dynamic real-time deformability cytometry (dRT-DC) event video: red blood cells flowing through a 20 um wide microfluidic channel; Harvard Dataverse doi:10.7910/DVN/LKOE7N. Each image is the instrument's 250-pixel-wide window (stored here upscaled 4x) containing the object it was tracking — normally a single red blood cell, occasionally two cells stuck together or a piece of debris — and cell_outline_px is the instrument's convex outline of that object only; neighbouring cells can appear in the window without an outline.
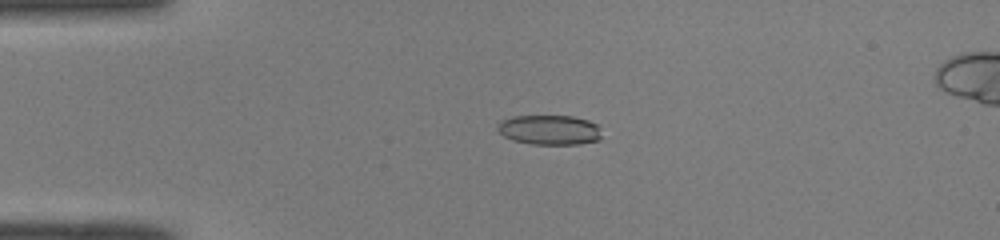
{"species": "common noctule bat (a hibernating species)", "species_latin": "Nyctalus noctula", "temperature_condition": "room temperature", "stored_images_in_passage": 49, "camera_frame_rate_fps": 3000, "um_per_image_px": 0.085, "animal": {"sex": "male", "body_mass_g": 19.0, "forearm_length_mm": 50.8}, "frame": {"image": 1, "passage_image": 11, "time_ms": 3.333, "image_size_px": [1000, 240], "cell_outline_px": [[600, 140], [580, 144], [532, 144], [512, 140], [504, 136], [496, 128], [500, 120], [512, 116], [572, 116], [588, 120], [596, 124], [600, 136]], "centroid_in_image_um": [46.67, 11.04], "position_along_channel_um": 38.3, "area_um2": 18.03}}
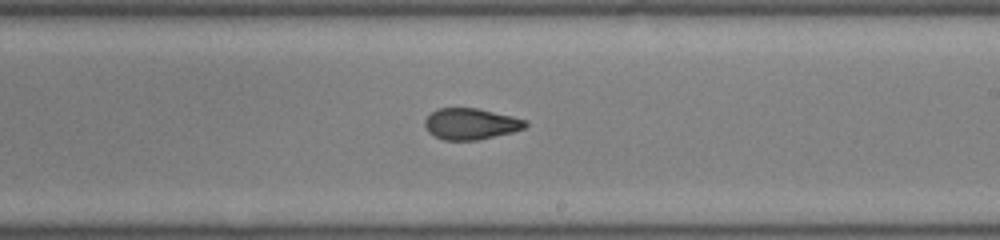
{"frame": {"image": 2, "passage_image": 29, "time_ms": 9.333, "image_size_px": [1000, 240], "cell_outline_px": [[528, 124], [524, 128], [512, 132], [476, 140], [444, 140], [428, 132], [424, 124], [424, 120], [436, 108], [476, 108], [512, 116], [528, 120]], "centroid_in_image_um": [40.01, 10.52], "position_along_channel_um": 249.0, "area_um2": 18.21}}
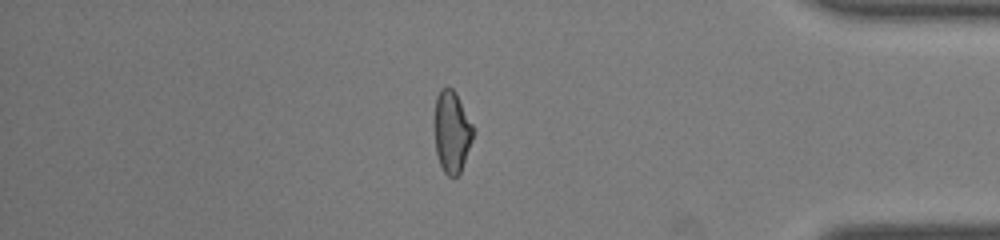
{"frame": {"image": 3, "passage_image": 42, "time_ms": 13.667, "image_size_px": [1000, 240], "cell_outline_px": [[472, 140], [460, 172], [456, 176], [448, 176], [444, 172], [440, 164], [436, 152], [436, 96], [440, 88], [452, 88], [456, 92], [472, 124]], "centroid_in_image_um": [38.41, 11.19], "position_along_channel_um": 396.8, "area_um2": 17.8}, "authors_computed_cell_mechanics": {"area_um2": 18.7272, "velocity_mm_per_s": 4.0849, "shape_relaxation_time_tau1_ms": null, "shape_relaxation_time_tau2_ms": 1.821, "deformation_change_tau1": null, "deformation_change_tau2": 0.0852}}